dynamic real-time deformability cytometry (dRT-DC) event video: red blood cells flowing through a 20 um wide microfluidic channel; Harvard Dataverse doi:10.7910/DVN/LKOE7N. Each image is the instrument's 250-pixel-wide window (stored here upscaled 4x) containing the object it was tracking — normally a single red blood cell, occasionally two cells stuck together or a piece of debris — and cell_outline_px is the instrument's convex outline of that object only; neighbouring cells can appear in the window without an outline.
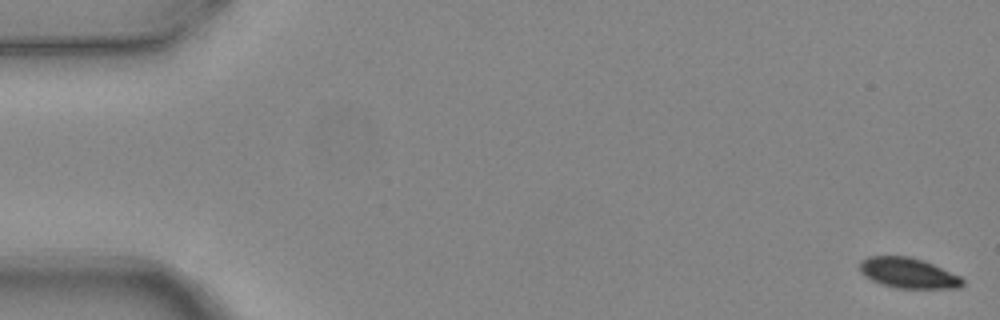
{"species": "common noctule bat (a hibernating species)", "species_latin": "Nyctalus noctula", "temperature_condition": "warm", "stored_images_in_passage": 6, "camera_frame_rate_fps": 3000, "um_per_image_px": 0.085, "animal": {"sex": "female", "body_mass_g": 24.6, "forearm_length_mm": 56.2}, "frame": {"image": 1, "passage_image": 1, "time_ms": 0.0, "image_size_px": [1000, 320], "cell_outline_px": [[964, 284], [960, 288], [896, 288], [880, 284], [864, 276], [860, 272], [860, 260], [868, 256], [908, 256], [924, 260], [960, 276], [964, 280]], "centroid_in_image_um": [77.19, 23.2], "position_along_channel_um": 7.8, "area_um2": 18.32}}
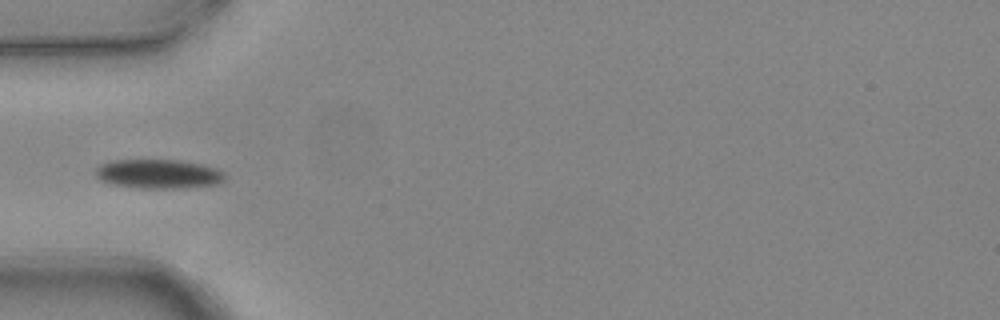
{"frame": {"image": 2, "passage_image": 5, "time_ms": 1.333, "image_size_px": [1000, 320], "cell_outline_px": [[224, 180], [216, 184], [180, 188], [140, 188], [112, 184], [100, 180], [92, 172], [100, 164], [112, 160], [180, 160], [204, 164], [216, 168], [224, 172]], "centroid_in_image_um": [13.44, 14.77], "position_along_channel_um": 71.6, "area_um2": 22.14}}
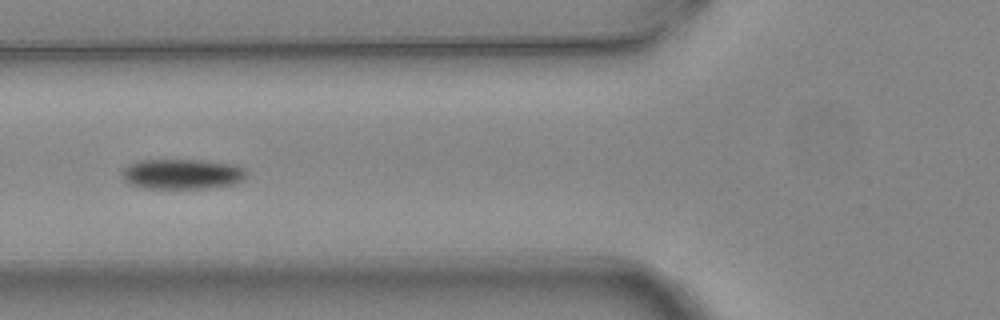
{"frame": {"image": 3, "passage_image": 6, "time_ms": 1.667, "image_size_px": [1000, 320], "cell_outline_px": [[248, 176], [244, 180], [232, 184], [208, 188], [144, 188], [128, 184], [124, 180], [120, 172], [128, 164], [140, 160], [200, 160], [236, 164], [244, 168], [248, 172]], "centroid_in_image_um": [15.49, 14.79], "position_along_channel_um": 110.3, "area_um2": 22.2}}